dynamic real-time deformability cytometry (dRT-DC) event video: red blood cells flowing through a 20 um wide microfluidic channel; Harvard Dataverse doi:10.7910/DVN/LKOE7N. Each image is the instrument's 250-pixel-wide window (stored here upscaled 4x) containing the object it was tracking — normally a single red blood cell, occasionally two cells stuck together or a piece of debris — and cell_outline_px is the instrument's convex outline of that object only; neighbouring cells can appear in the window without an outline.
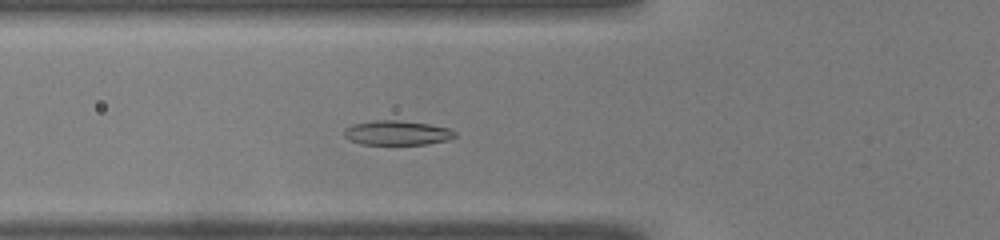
{"species": "common noctule bat (a hibernating species)", "species_latin": "Nyctalus noctula", "temperature_condition": "warm", "stored_images_in_passage": 37, "camera_frame_rate_fps": 3000, "um_per_image_px": 0.085, "animal": {"sex": "male", "body_mass_g": 19.0, "forearm_length_mm": 50.8}, "frame": {"image": 1, "passage_image": 4, "time_ms": 1.0, "image_size_px": [1000, 240], "cell_outline_px": [[456, 136], [448, 140], [428, 144], [360, 144], [348, 140], [344, 136], [344, 128], [352, 124], [372, 120], [396, 120], [428, 124], [448, 128], [456, 132]], "centroid_in_image_um": [33.71, 11.29], "position_along_channel_um": 92.1, "area_um2": 15.9}}
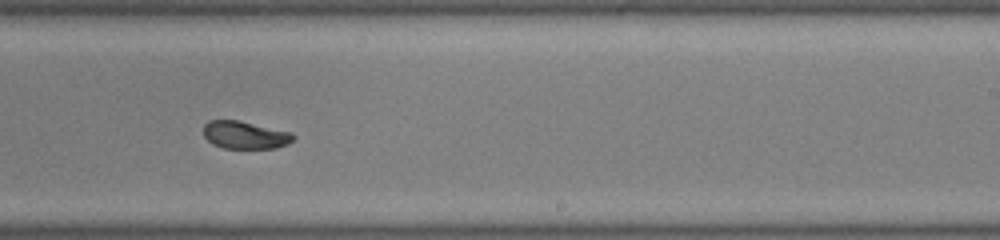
{"frame": {"image": 2, "passage_image": 17, "time_ms": 5.333, "image_size_px": [1000, 240], "cell_outline_px": [[296, 136], [288, 144], [276, 148], [224, 148], [212, 144], [204, 136], [204, 124], [208, 120], [240, 120], [292, 132]], "centroid_in_image_um": [20.84, 11.46], "position_along_channel_um": 268.2, "area_um2": 14.62}}
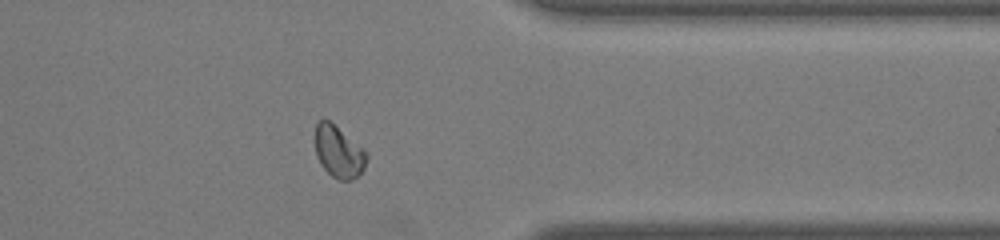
{"frame": {"image": 3, "passage_image": 26, "time_ms": 8.333, "image_size_px": [1000, 240], "cell_outline_px": [[368, 156], [364, 168], [356, 176], [348, 180], [340, 180], [332, 176], [320, 164], [316, 156], [316, 124], [320, 120], [328, 120], [364, 148], [368, 152]], "centroid_in_image_um": [28.8, 12.91], "position_along_channel_um": 382.6, "area_um2": 15.32}, "authors_computed_cell_mechanics": {"area_um2": 15.8372, "velocity_mm_per_s": 4.0742, "shape_relaxation_time_tau1_ms": 2.5791, "shape_relaxation_time_tau2_ms": 2.4629, "deformation_change_tau1": 0.1253, "deformation_change_tau2": 0.037}}